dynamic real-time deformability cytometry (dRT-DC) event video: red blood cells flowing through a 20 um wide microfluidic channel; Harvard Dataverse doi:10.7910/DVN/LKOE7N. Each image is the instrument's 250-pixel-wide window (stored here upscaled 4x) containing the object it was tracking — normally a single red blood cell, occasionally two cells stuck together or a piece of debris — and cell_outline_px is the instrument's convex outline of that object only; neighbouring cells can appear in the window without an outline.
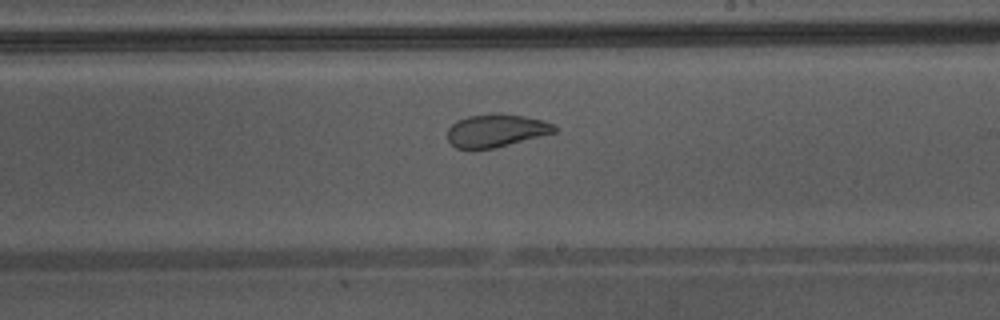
{"species": "Egyptian fruit bat (a non-hibernating species)", "species_latin": "Rousettus aegyptiacus", "temperature_condition": "warm", "stored_images_in_passage": 33, "camera_frame_rate_fps": 3000, "um_per_image_px": 0.085, "animal": {"sex": "male"}, "frame": {"image": 1, "passage_image": 15, "time_ms": 4.667, "image_size_px": [1000, 320], "cell_outline_px": [[560, 128], [556, 132], [492, 148], [456, 148], [448, 140], [448, 128], [456, 120], [468, 116], [500, 112], [524, 116], [544, 120], [556, 124]], "centroid_in_image_um": [42.21, 11.06], "position_along_channel_um": 246.8, "area_um2": 20.52}, "authors_computed_cell_mechanics": {"area_um2": 22.1952, "velocity_mm_per_s": 4.3366, "shape_relaxation_time_tau1_ms": null, "shape_relaxation_time_tau2_ms": 1.0393, "deformation_change_tau1": null, "deformation_change_tau2": 0.0766}}